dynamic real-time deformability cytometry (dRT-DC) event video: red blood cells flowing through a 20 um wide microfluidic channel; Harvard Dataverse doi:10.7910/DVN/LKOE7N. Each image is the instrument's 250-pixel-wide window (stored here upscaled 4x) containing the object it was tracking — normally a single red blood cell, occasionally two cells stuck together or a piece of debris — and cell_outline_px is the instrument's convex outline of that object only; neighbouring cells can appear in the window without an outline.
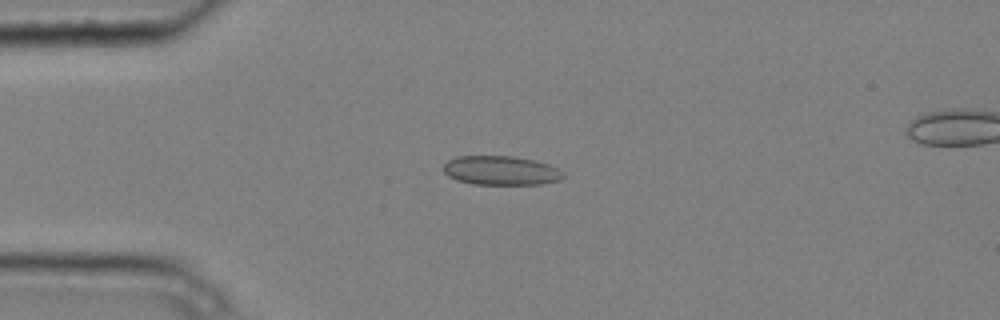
{"species": "common noctule bat (a hibernating species)", "species_latin": "Nyctalus noctula", "temperature_condition": "cold", "stored_images_in_passage": 5, "camera_frame_rate_fps": 3000, "um_per_image_px": 0.085, "animal": {"sex": "male", "body_mass_g": 20.4}, "frame": {"image": 1, "passage_image": 4, "time_ms": 1.0, "image_size_px": [1000, 320], "cell_outline_px": [[564, 176], [560, 180], [540, 184], [472, 184], [456, 180], [448, 176], [444, 172], [444, 164], [448, 160], [456, 156], [512, 156], [536, 160], [548, 164], [564, 172]], "centroid_in_image_um": [42.57, 14.49], "position_along_channel_um": 42.4, "area_um2": 20.4}}